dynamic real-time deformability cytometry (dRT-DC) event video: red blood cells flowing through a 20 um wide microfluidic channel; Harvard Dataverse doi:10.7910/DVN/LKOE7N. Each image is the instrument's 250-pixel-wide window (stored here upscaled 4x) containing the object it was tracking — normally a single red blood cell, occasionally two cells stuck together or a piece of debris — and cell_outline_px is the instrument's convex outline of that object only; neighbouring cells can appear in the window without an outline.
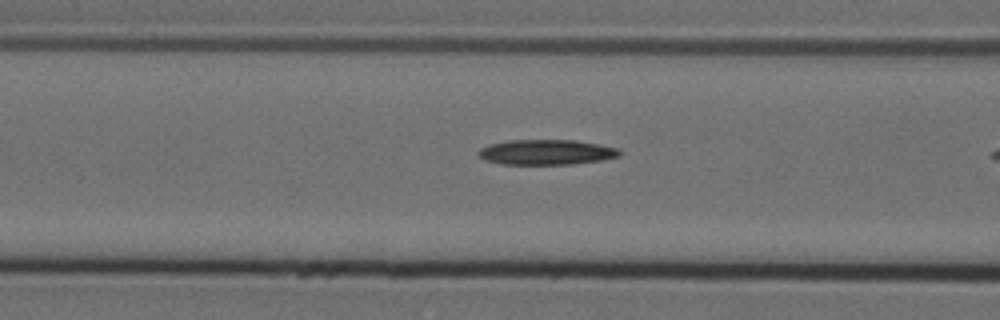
{"species": "Egyptian fruit bat (a non-hibernating species)", "species_latin": "Rousettus aegyptiacus", "temperature_condition": "cold", "stored_images_in_passage": 22, "camera_frame_rate_fps": 3000, "um_per_image_px": 0.085, "animal": {"sex": "female"}, "frame": {"image": 1, "passage_image": 20, "time_ms": 6.333, "image_size_px": [1000, 320], "cell_outline_px": [[620, 156], [600, 160], [572, 164], [500, 164], [484, 160], [476, 152], [480, 148], [488, 144], [508, 140], [576, 140], [600, 144], [620, 148]], "centroid_in_image_um": [46.42, 12.93], "position_along_channel_um": 120.2, "area_um2": 20.87}}